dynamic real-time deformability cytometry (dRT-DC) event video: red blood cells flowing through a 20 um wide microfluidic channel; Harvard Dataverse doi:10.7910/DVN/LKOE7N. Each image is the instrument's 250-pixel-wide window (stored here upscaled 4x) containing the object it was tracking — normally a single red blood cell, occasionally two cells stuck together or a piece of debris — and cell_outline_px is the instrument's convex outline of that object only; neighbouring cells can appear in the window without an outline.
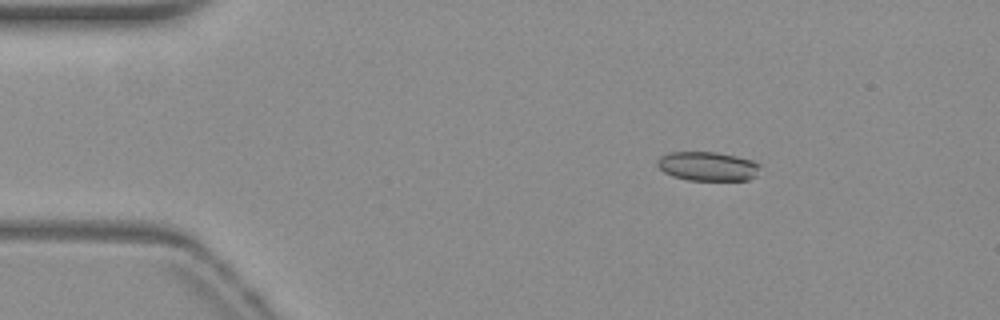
{"species": "common noctule bat (a hibernating species)", "species_latin": "Nyctalus noctula", "temperature_condition": "warm", "stored_images_in_passage": 14, "camera_frame_rate_fps": 3000, "um_per_image_px": 0.085, "animal": {"sex": "female", "body_mass_g": 19.3, "forearm_length_mm": 54.1}, "frame": {"image": 1, "passage_image": 8, "time_ms": 2.333, "image_size_px": [1000, 320], "cell_outline_px": [[760, 164], [756, 176], [748, 180], [688, 180], [672, 176], [664, 172], [656, 164], [656, 160], [660, 156], [672, 152], [716, 152], [736, 156], [752, 160]], "centroid_in_image_um": [60.14, 14.13], "position_along_channel_um": 24.9, "area_um2": 17.46}}